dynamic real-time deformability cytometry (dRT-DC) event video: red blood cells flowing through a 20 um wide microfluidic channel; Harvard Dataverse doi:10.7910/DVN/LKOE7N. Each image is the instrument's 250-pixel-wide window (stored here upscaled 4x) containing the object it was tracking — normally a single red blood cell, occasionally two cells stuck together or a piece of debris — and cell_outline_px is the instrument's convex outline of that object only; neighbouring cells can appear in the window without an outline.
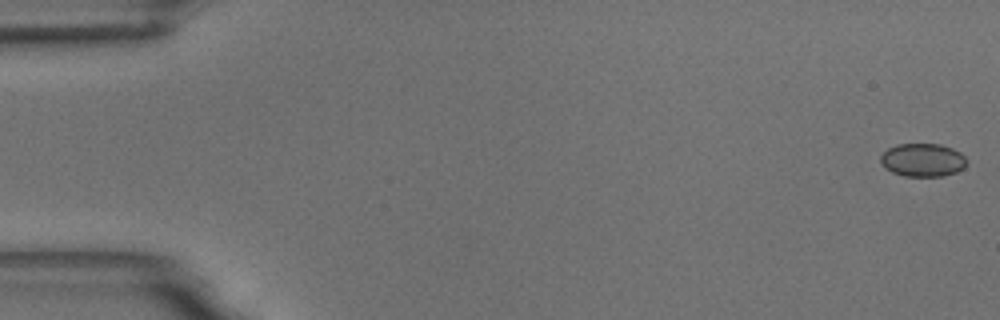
{"species": "common noctule bat (a hibernating species)", "species_latin": "Nyctalus noctula", "temperature_condition": "room temperature", "stored_images_in_passage": 56, "camera_frame_rate_fps": 3000, "um_per_image_px": 0.085, "animal": {"sex": "male", "body_mass_g": 18.8}, "frame": {"image": 1, "passage_image": 1, "time_ms": 0.0, "image_size_px": [1000, 320], "cell_outline_px": [[968, 164], [964, 168], [956, 172], [944, 176], [904, 176], [892, 172], [884, 168], [880, 160], [880, 156], [888, 148], [896, 144], [940, 144], [952, 148], [960, 152], [968, 160]], "centroid_in_image_um": [78.45, 13.6], "position_along_channel_um": 6.6, "area_um2": 16.88}}
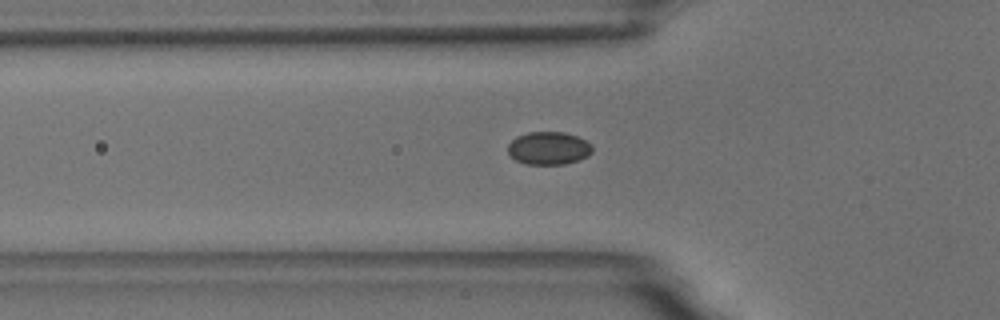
{"frame": {"image": 2, "passage_image": 19, "time_ms": 6.0, "image_size_px": [1000, 320], "cell_outline_px": [[592, 152], [588, 156], [580, 160], [564, 164], [524, 164], [516, 160], [508, 152], [508, 144], [516, 136], [528, 132], [564, 132], [576, 136], [592, 144]], "centroid_in_image_um": [46.64, 12.6], "position_along_channel_um": 79.2, "area_um2": 16.24}}
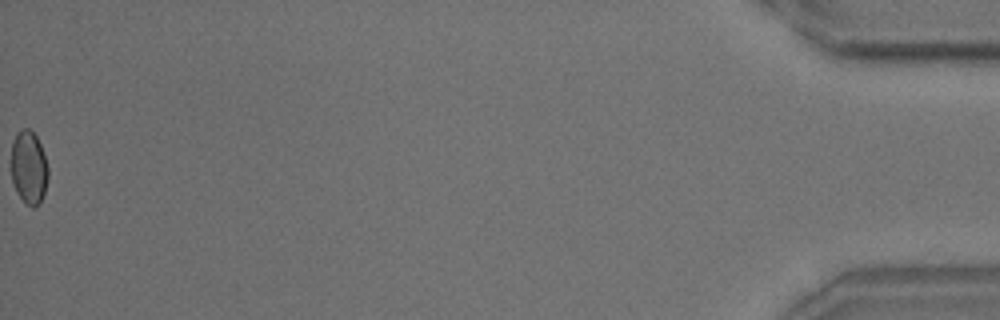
{"frame": {"image": 3, "passage_image": 56, "time_ms": 18.333, "image_size_px": [1000, 320], "cell_outline_px": [[48, 176], [44, 192], [40, 200], [32, 208], [24, 204], [16, 192], [12, 180], [12, 140], [20, 128], [28, 128], [36, 136], [40, 144], [48, 168]], "centroid_in_image_um": [2.43, 14.23], "position_along_channel_um": 432.8, "area_um2": 15.66}, "authors_computed_cell_mechanics": {"area_um2": 16.3285, "velocity_mm_per_s": 3.6809, "shape_relaxation_time_tau1_ms": 5.0679, "shape_relaxation_time_tau2_ms": 6.7368, "deformation_change_tau1": 0.0424, "deformation_change_tau2": 0.0511}}